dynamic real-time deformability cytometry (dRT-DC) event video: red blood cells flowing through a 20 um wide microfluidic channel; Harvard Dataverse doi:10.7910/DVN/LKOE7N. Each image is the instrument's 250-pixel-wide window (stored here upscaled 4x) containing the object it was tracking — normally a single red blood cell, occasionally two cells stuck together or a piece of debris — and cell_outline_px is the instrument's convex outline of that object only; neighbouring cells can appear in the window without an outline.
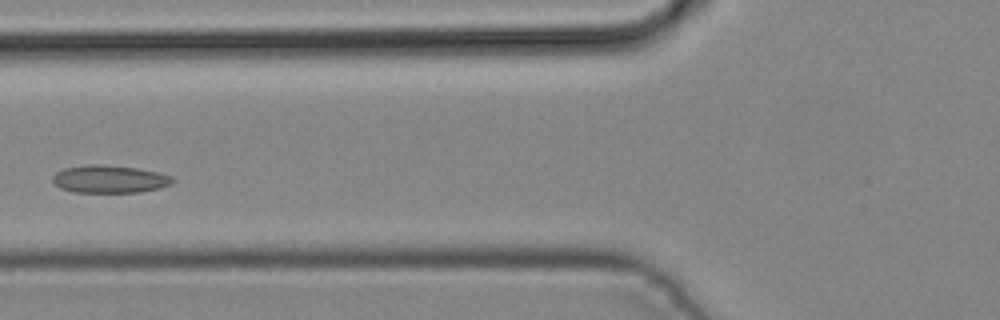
{"species": "common noctule bat (a hibernating species)", "species_latin": "Nyctalus noctula", "temperature_condition": "cold", "stored_images_in_passage": 2, "camera_frame_rate_fps": 3000, "um_per_image_px": 0.085, "animal": {"sex": "male", "body_mass_g": 19.2, "forearm_length_mm": 51.8}, "frame": {"image": 1, "passage_image": 2, "time_ms": 0.333, "image_size_px": [1000, 320], "cell_outline_px": [[176, 180], [172, 184], [160, 188], [140, 192], [72, 192], [60, 188], [52, 180], [52, 176], [56, 172], [64, 168], [88, 164], [96, 164], [136, 168], [156, 172], [172, 176]], "centroid_in_image_um": [9.31, 15.23], "position_along_channel_um": 116.5, "area_um2": 19.36}}